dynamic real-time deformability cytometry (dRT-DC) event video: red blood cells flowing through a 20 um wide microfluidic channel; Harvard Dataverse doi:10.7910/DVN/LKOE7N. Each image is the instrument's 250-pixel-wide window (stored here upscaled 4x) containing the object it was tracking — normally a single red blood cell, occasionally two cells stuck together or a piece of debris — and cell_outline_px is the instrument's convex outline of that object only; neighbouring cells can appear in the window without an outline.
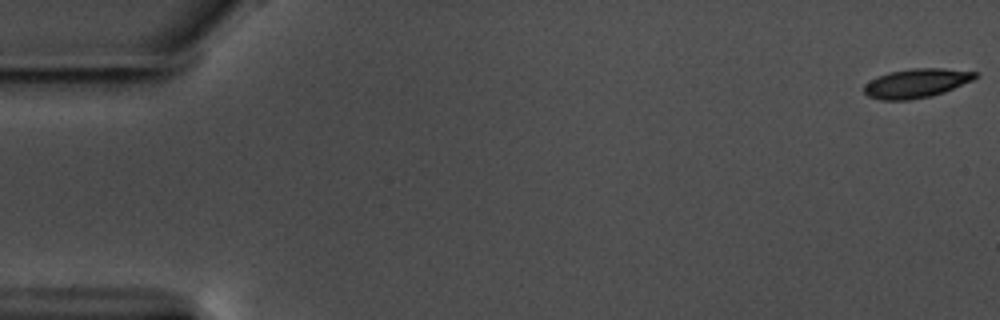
{"species": "common noctule bat (a hibernating species)", "species_latin": "Nyctalus noctula", "temperature_condition": "warm", "stored_images_in_passage": 11, "camera_frame_rate_fps": 3000, "um_per_image_px": 0.085, "animal": {"sex": "male", "body_mass_g": 17.5, "forearm_length_mm": 52.3}, "frame": {"image": 1, "passage_image": 1, "time_ms": 0.0, "image_size_px": [1000, 320], "cell_outline_px": [[980, 76], [972, 80], [944, 92], [932, 96], [908, 100], [880, 100], [868, 96], [864, 92], [864, 84], [888, 72], [912, 68], [940, 68], [976, 72]], "centroid_in_image_um": [77.89, 7.08], "position_along_channel_um": 7.1, "area_um2": 18.73}}